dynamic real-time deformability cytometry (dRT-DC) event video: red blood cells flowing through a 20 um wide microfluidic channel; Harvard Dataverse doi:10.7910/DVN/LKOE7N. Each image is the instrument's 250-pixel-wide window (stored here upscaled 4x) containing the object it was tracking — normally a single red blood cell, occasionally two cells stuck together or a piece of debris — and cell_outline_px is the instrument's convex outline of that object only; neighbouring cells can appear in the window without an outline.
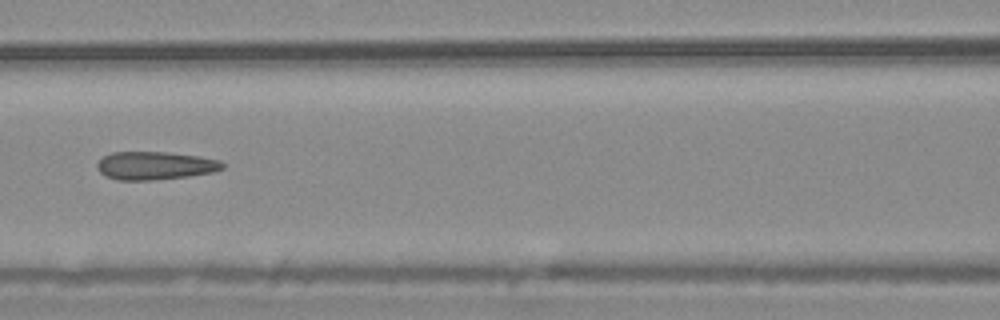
{"species": "common noctule bat (a hibernating species)", "species_latin": "Nyctalus noctula", "temperature_condition": "warm", "stored_images_in_passage": 16, "camera_frame_rate_fps": 3000, "um_per_image_px": 0.085, "animal": {"sex": "male", "body_mass_g": 20.4}, "frame": {"image": 1, "passage_image": 10, "time_ms": 3.0, "image_size_px": [1000, 320], "cell_outline_px": [[224, 168], [212, 172], [188, 176], [152, 180], [116, 180], [104, 176], [100, 172], [96, 164], [104, 156], [112, 152], [164, 152], [200, 156], [220, 160], [224, 164]], "centroid_in_image_um": [13.17, 14.08], "position_along_channel_um": 153.4, "area_um2": 20.52}}